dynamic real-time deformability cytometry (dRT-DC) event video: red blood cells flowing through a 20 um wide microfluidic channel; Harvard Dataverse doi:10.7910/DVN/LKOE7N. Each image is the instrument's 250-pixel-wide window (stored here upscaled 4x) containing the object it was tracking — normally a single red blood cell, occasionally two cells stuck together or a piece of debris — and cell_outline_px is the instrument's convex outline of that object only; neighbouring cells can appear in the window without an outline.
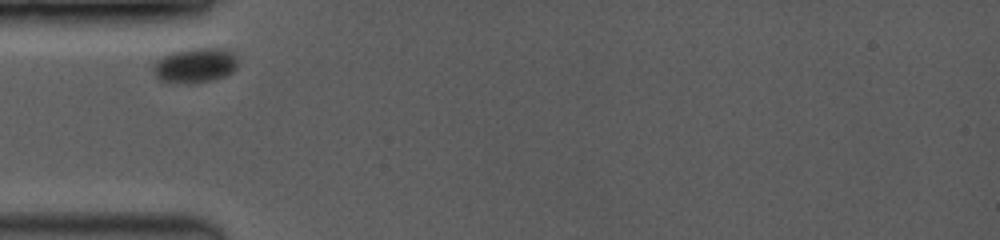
{"species": "common noctule bat (a hibernating species)", "species_latin": "Nyctalus noctula", "temperature_condition": "room temperature", "stored_images_in_passage": 19, "camera_frame_rate_fps": 3500, "um_per_image_px": 0.085, "animal": {"sex": "female", "body_mass_g": 19.0, "forearm_length_mm": 53.3}, "frame": {"image": 1, "passage_image": 1, "time_ms": 0.0, "image_size_px": [1000, 240], "cell_outline_px": [[236, 68], [232, 72], [224, 76], [212, 80], [188, 84], [160, 80], [156, 76], [152, 68], [156, 60], [172, 52], [192, 48], [220, 48], [232, 52], [236, 56]], "centroid_in_image_um": [16.57, 5.55], "position_along_channel_um": 68.4, "area_um2": 17.05}}
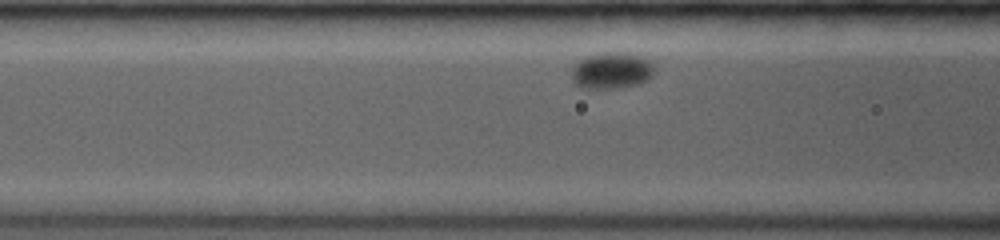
{"frame": {"image": 2, "passage_image": 6, "time_ms": 1.429, "image_size_px": [1000, 240], "cell_outline_px": [[656, 68], [652, 76], [648, 80], [640, 84], [620, 88], [580, 88], [576, 84], [572, 76], [572, 64], [588, 56], [600, 52], [628, 52], [640, 56], [648, 60]], "centroid_in_image_um": [52.01, 5.99], "position_along_channel_um": 114.6, "area_um2": 17.86}}
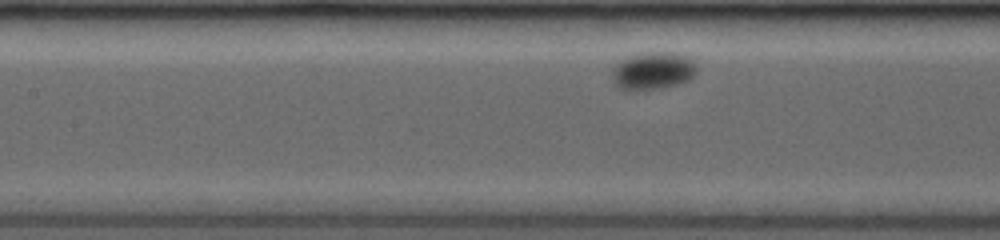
{"frame": {"image": 3, "passage_image": 13, "time_ms": 2.571, "image_size_px": [1000, 240], "cell_outline_px": [[696, 72], [688, 80], [676, 84], [656, 88], [620, 88], [612, 80], [612, 68], [616, 64], [628, 56], [644, 52], [668, 52], [684, 56], [692, 60], [696, 64]], "centroid_in_image_um": [55.48, 5.98], "position_along_channel_um": 151.9, "area_um2": 17.92}}